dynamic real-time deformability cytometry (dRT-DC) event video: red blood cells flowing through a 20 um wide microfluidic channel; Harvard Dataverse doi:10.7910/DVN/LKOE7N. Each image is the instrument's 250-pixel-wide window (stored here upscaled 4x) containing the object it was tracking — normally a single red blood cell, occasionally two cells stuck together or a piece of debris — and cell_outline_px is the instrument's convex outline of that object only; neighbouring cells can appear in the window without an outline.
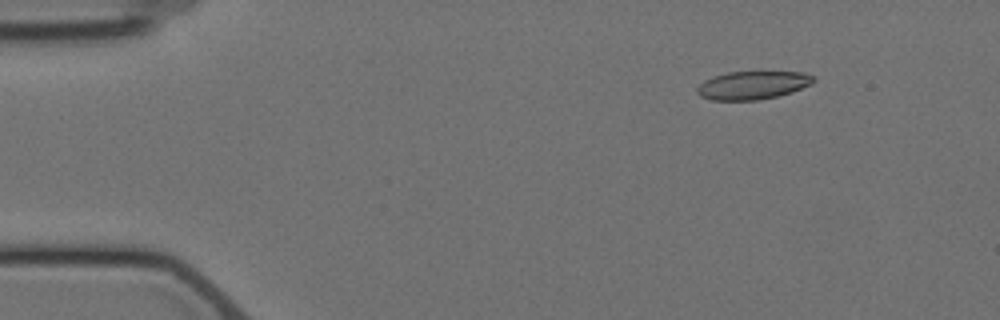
{"species": "Egyptian fruit bat (a non-hibernating species)", "species_latin": "Rousettus aegyptiacus", "temperature_condition": "cold", "stored_images_in_passage": 6, "camera_frame_rate_fps": 3000, "um_per_image_px": 0.085, "animal": {"sex": "female"}, "frame": {"image": 1, "passage_image": 2, "time_ms": 1.0, "image_size_px": [1000, 320], "cell_outline_px": [[816, 80], [812, 84], [792, 92], [776, 96], [756, 100], [712, 100], [700, 96], [696, 92], [696, 88], [704, 80], [728, 72], [804, 72], [812, 76]], "centroid_in_image_um": [63.98, 7.24], "position_along_channel_um": 21.0, "area_um2": 19.02}}
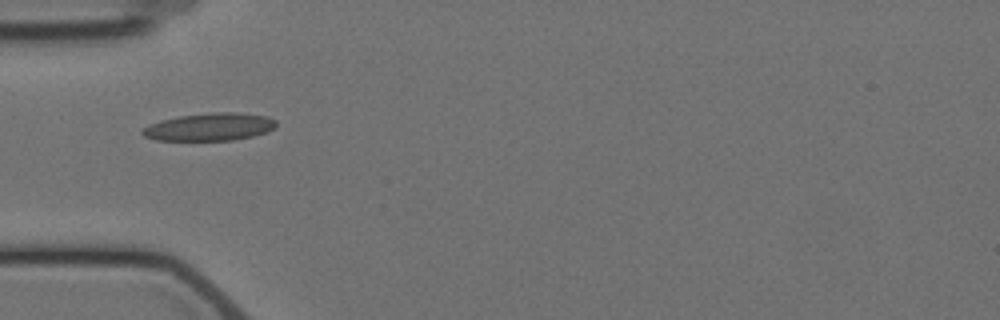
{"frame": {"image": 2, "passage_image": 5, "time_ms": 4.667, "image_size_px": [1000, 320], "cell_outline_px": [[276, 124], [268, 132], [252, 136], [232, 140], [156, 140], [144, 136], [140, 132], [148, 124], [160, 120], [180, 116], [212, 112], [236, 112], [268, 116], [276, 120]], "centroid_in_image_um": [17.81, 10.78], "position_along_channel_um": 67.2, "area_um2": 21.56}}
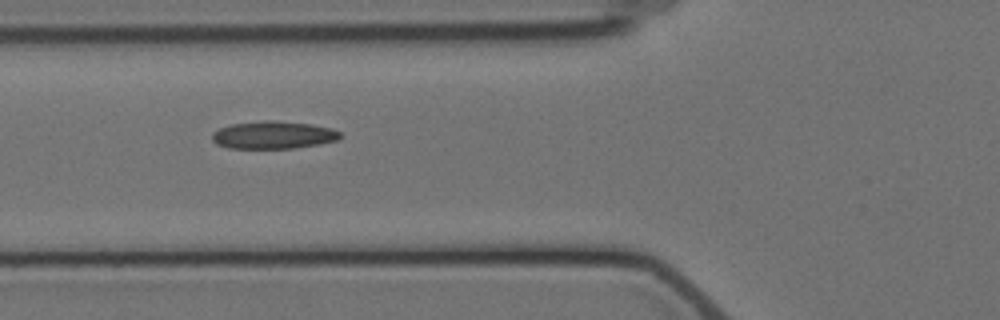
{"frame": {"image": 3, "passage_image": 6, "time_ms": 5.667, "image_size_px": [1000, 320], "cell_outline_px": [[340, 140], [320, 144], [292, 148], [228, 148], [216, 144], [212, 140], [212, 132], [228, 124], [264, 120], [276, 120], [312, 124], [332, 128], [340, 132]], "centroid_in_image_um": [23.22, 11.46], "position_along_channel_um": 102.6, "area_um2": 20.87}}